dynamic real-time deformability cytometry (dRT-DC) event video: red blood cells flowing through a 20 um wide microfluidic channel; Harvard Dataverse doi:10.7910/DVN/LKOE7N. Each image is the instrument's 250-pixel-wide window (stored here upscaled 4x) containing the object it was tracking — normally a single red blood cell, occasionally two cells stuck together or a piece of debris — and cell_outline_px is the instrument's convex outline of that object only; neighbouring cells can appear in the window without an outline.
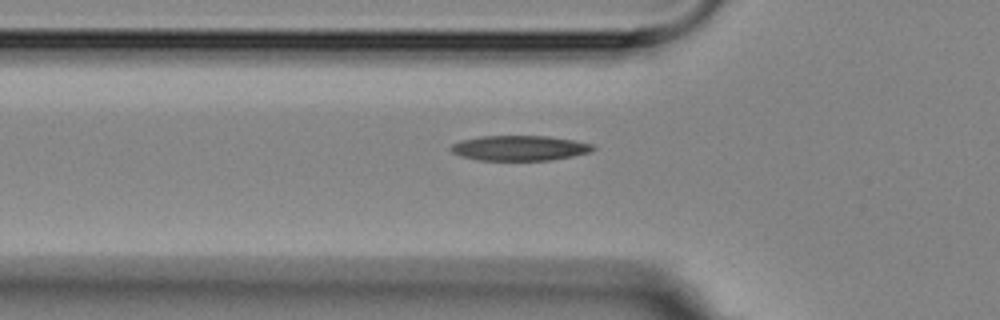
{"species": "Egyptian fruit bat (a non-hibernating species)", "species_latin": "Rousettus aegyptiacus", "temperature_condition": "room temperature", "stored_images_in_passage": 7, "camera_frame_rate_fps": 3000, "um_per_image_px": 0.085, "animal": {"sex": "female"}, "frame": {"image": 1, "passage_image": 7, "time_ms": 10.333, "image_size_px": [1000, 320], "cell_outline_px": [[596, 148], [588, 152], [572, 156], [548, 160], [480, 160], [460, 156], [452, 152], [448, 148], [452, 144], [460, 140], [480, 136], [548, 136], [572, 140], [592, 144]], "centroid_in_image_um": [44.1, 12.58], "position_along_channel_um": 81.7, "area_um2": 20.69}}